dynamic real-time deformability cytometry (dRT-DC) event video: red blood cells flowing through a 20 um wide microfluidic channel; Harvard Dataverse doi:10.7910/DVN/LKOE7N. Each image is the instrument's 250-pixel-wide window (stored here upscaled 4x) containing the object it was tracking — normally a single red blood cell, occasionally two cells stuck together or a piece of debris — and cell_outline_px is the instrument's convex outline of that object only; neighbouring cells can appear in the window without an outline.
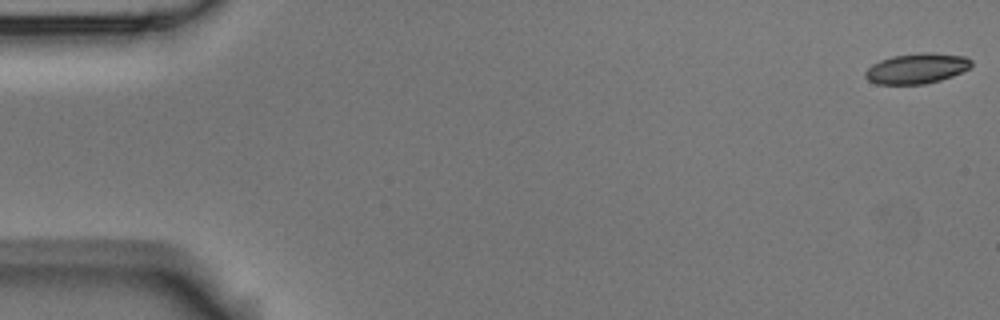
{"species": "Egyptian fruit bat (a non-hibernating species)", "species_latin": "Rousettus aegyptiacus", "temperature_condition": "room temperature", "stored_images_in_passage": 6, "camera_frame_rate_fps": 3000, "um_per_image_px": 0.085, "animal": {"sex": "male"}, "frame": {"image": 1, "passage_image": 1, "time_ms": 0.0, "image_size_px": [1000, 320], "cell_outline_px": [[972, 64], [968, 68], [952, 76], [940, 80], [924, 84], [876, 84], [868, 80], [864, 76], [864, 72], [872, 64], [880, 60], [892, 56], [920, 52], [932, 52], [964, 56], [972, 60]], "centroid_in_image_um": [77.89, 5.81], "position_along_channel_um": 7.1, "area_um2": 18.79}}
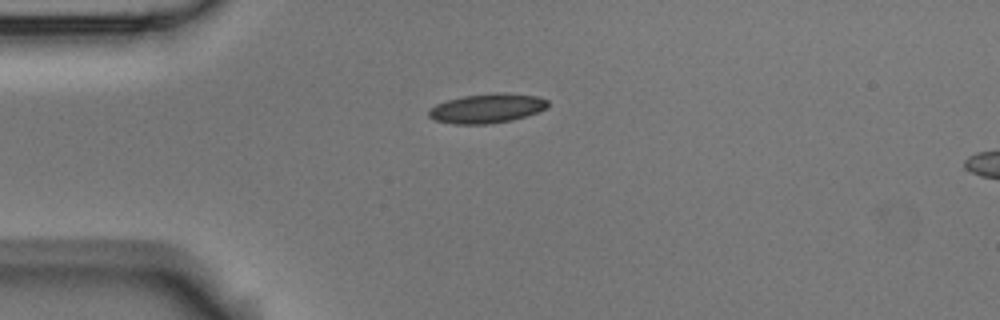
{"frame": {"image": 2, "passage_image": 5, "time_ms": 1.333, "image_size_px": [1000, 320], "cell_outline_px": [[548, 108], [512, 120], [488, 124], [452, 124], [432, 120], [428, 116], [428, 112], [436, 104], [448, 100], [464, 96], [496, 92], [504, 92], [540, 96], [548, 100]], "centroid_in_image_um": [41.4, 9.2], "position_along_channel_um": 43.6, "area_um2": 20.52}}